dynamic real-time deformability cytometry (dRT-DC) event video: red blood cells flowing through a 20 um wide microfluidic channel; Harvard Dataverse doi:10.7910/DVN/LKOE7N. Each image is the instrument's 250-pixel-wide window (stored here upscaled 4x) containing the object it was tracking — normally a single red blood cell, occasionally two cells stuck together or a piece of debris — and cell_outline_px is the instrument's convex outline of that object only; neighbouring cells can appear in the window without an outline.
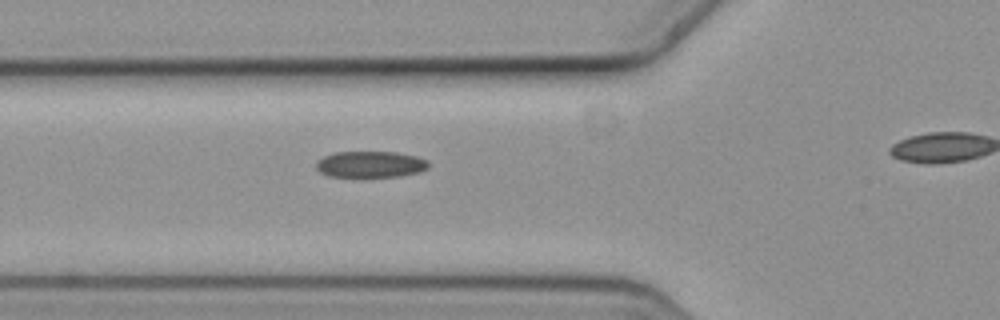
{"species": "common noctule bat (a hibernating species)", "species_latin": "Nyctalus noctula", "temperature_condition": "cold", "stored_images_in_passage": 5, "segment_of_instrument_passage": [1, 2], "camera_frame_rate_fps": 3000, "um_per_image_px": 0.085, "animal": {"sex": "female", "body_mass_g": 19.3, "forearm_length_mm": 54.1}, "frame": {"image": 1, "passage_image": 4, "time_ms": 1.0, "image_size_px": [1000, 320], "cell_outline_px": [[428, 168], [420, 172], [400, 176], [328, 176], [320, 172], [316, 168], [316, 160], [332, 152], [396, 152], [416, 156], [428, 160]], "centroid_in_image_um": [31.48, 13.96], "position_along_channel_um": 94.3, "area_um2": 17.22}}